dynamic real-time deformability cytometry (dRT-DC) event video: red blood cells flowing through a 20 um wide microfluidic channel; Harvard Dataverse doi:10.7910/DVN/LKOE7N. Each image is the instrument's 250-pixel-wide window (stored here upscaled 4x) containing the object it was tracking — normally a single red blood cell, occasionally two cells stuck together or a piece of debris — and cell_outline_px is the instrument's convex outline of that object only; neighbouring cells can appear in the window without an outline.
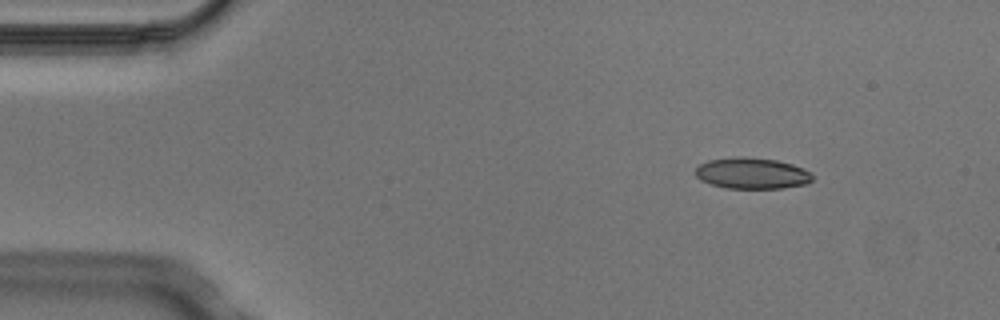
{"species": "Egyptian fruit bat (a non-hibernating species)", "species_latin": "Rousettus aegyptiacus", "temperature_condition": "cold", "stored_images_in_passage": 3, "camera_frame_rate_fps": 3000, "um_per_image_px": 0.085, "animal": {"sex": "male"}, "frame": {"image": 1, "passage_image": 1, "time_ms": 0.0, "image_size_px": [1000, 320], "cell_outline_px": [[812, 180], [808, 184], [784, 188], [724, 188], [700, 180], [696, 176], [696, 168], [700, 164], [708, 160], [736, 156], [744, 156], [776, 160], [792, 164], [804, 168], [812, 172]], "centroid_in_image_um": [63.94, 14.72], "position_along_channel_um": 21.1, "area_um2": 21.44}}